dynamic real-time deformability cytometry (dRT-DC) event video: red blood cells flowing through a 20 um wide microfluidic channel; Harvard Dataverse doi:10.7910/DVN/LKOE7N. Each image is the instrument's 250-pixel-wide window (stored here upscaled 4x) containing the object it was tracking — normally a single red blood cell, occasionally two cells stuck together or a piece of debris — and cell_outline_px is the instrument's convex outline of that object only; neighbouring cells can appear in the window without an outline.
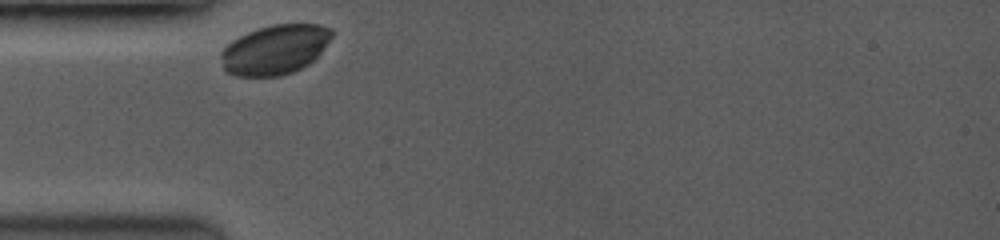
{"species": "common noctule bat (a hibernating species)", "species_latin": "Nyctalus noctula", "temperature_condition": "room temperature", "stored_images_in_passage": 3, "camera_frame_rate_fps": 3500, "um_per_image_px": 0.085, "animal": {"sex": "female", "body_mass_g": 19.0, "forearm_length_mm": 53.3}, "frame": {"image": 1, "passage_image": 1, "time_ms": 0.0, "image_size_px": [1000, 240], "cell_outline_px": [[332, 36], [320, 52], [308, 64], [292, 72], [280, 76], [236, 76], [228, 72], [224, 68], [220, 56], [220, 52], [232, 40], [248, 32], [272, 24], [320, 24], [332, 28]], "centroid_in_image_um": [23.36, 4.21], "position_along_channel_um": 61.6, "area_um2": 31.79}}